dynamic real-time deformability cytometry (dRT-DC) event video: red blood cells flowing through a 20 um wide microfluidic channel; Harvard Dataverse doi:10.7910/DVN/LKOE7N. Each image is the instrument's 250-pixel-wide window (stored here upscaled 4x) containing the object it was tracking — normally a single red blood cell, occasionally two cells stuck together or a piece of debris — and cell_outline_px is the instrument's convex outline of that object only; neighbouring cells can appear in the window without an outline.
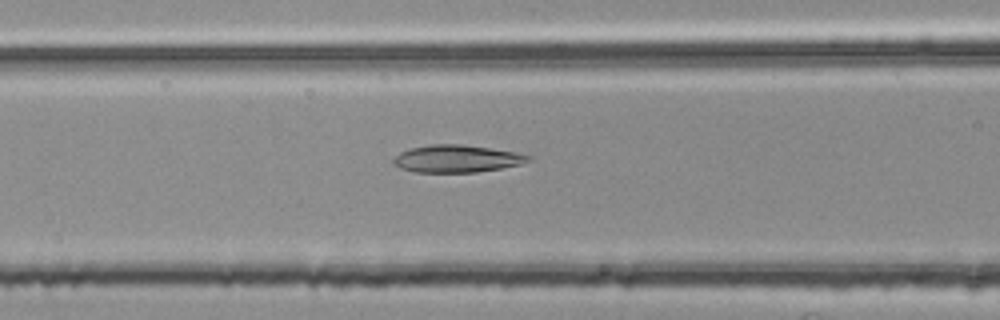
{"species": "common noctule bat (a hibernating species)", "species_latin": "Nyctalus noctula", "temperature_condition": "room temperature", "stored_images_in_passage": 47, "camera_frame_rate_fps": 3000, "um_per_image_px": 0.085, "animal": {"sex": "female", "body_mass_g": 25.1}, "frame": {"image": 1, "passage_image": 15, "time_ms": 4.667, "image_size_px": [1000, 320], "cell_outline_px": [[532, 160], [520, 164], [500, 168], [476, 172], [412, 172], [400, 168], [392, 160], [400, 152], [408, 148], [432, 144], [460, 144], [516, 152], [528, 156]], "centroid_in_image_um": [38.78, 13.49], "position_along_channel_um": 127.8, "area_um2": 21.33}}
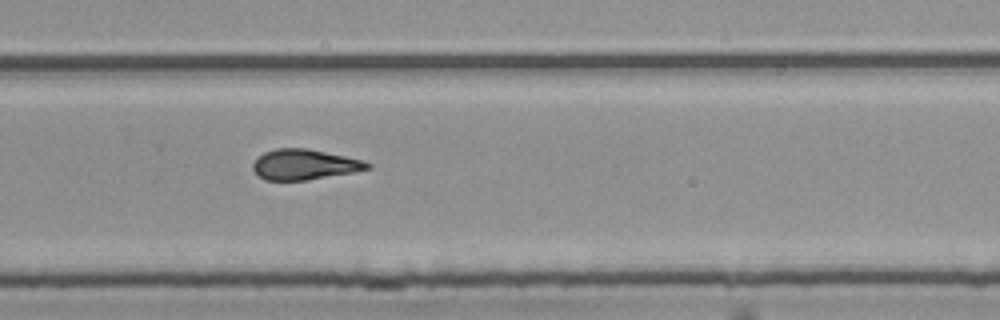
{"frame": {"image": 2, "passage_image": 29, "time_ms": 9.333, "image_size_px": [1000, 320], "cell_outline_px": [[372, 168], [352, 172], [308, 180], [264, 180], [252, 168], [252, 164], [264, 152], [276, 148], [308, 148], [364, 160], [372, 164]], "centroid_in_image_um": [25.9, 13.98], "position_along_channel_um": 303.9, "area_um2": 20.23}}
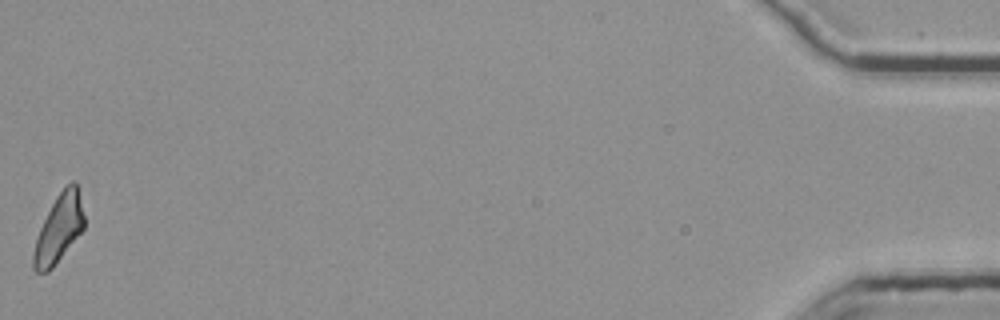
{"frame": {"image": 3, "passage_image": 47, "time_ms": 15.333, "image_size_px": [1000, 320], "cell_outline_px": [[84, 228], [52, 268], [48, 272], [36, 272], [32, 268], [32, 256], [36, 240], [40, 228], [56, 196], [72, 180], [76, 184], [84, 216]], "centroid_in_image_um": [4.98, 19.47], "position_along_channel_um": 430.2, "area_um2": 19.54}, "authors_computed_cell_mechanics": {"area_um2": 20.5768, "velocity_mm_per_s": 3.7893, "shape_relaxation_time_tau1_ms": null, "shape_relaxation_time_tau2_ms": 3.6748, "deformation_change_tau1": null, "deformation_change_tau2": 0.1397}}